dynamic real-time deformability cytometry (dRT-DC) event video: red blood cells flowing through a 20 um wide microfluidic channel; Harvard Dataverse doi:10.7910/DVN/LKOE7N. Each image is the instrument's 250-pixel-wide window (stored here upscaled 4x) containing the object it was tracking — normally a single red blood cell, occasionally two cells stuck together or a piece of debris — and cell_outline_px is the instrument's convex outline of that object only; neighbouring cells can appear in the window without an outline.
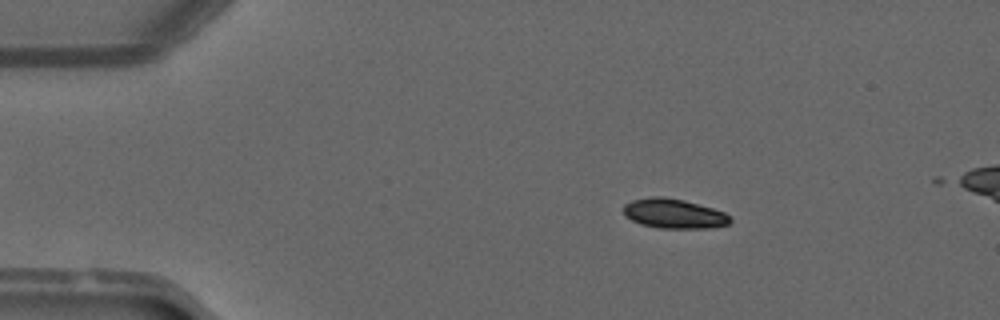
{"species": "common noctule bat (a hibernating species)", "species_latin": "Nyctalus noctula", "temperature_condition": "warm", "stored_images_in_passage": 16, "camera_frame_rate_fps": 3000, "um_per_image_px": 0.085, "animal": {"sex": "male", "forearm_length_mm": 52.5}, "frame": {"image": 1, "passage_image": 9, "time_ms": 2.667, "image_size_px": [1000, 320], "cell_outline_px": [[732, 220], [728, 224], [712, 228], [656, 228], [640, 224], [624, 216], [624, 204], [632, 200], [652, 196], [660, 196], [684, 200], [712, 208], [724, 212], [732, 216]], "centroid_in_image_um": [57.28, 18.16], "position_along_channel_um": 27.7, "area_um2": 18.55}}